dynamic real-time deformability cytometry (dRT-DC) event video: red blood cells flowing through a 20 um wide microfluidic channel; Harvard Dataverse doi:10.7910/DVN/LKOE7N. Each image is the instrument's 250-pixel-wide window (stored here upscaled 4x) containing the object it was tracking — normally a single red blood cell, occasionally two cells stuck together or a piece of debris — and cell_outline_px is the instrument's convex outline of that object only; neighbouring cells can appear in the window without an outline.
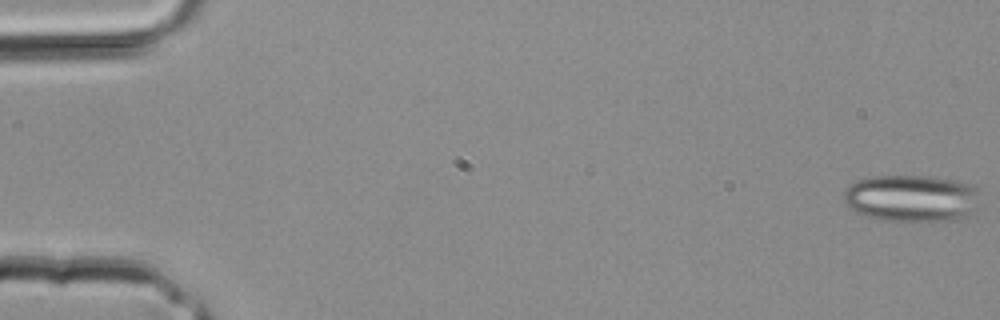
{"species": "common noctule bat (a hibernating species)", "species_latin": "Nyctalus noctula", "temperature_condition": "room temperature", "stored_images_in_passage": 4, "camera_frame_rate_fps": 3000, "um_per_image_px": 0.085, "animal": {"sex": "male", "body_mass_g": 20.4}, "frame": {"image": 1, "passage_image": 1, "time_ms": 0.0, "image_size_px": [1000, 320], "cell_outline_px": [[984, 208], [968, 216], [956, 220], [880, 220], [856, 212], [848, 208], [844, 200], [844, 192], [856, 180], [872, 176], [928, 176], [976, 184], [980, 192]], "centroid_in_image_um": [77.62, 16.85], "position_along_channel_um": 7.4, "area_um2": 38.15}}